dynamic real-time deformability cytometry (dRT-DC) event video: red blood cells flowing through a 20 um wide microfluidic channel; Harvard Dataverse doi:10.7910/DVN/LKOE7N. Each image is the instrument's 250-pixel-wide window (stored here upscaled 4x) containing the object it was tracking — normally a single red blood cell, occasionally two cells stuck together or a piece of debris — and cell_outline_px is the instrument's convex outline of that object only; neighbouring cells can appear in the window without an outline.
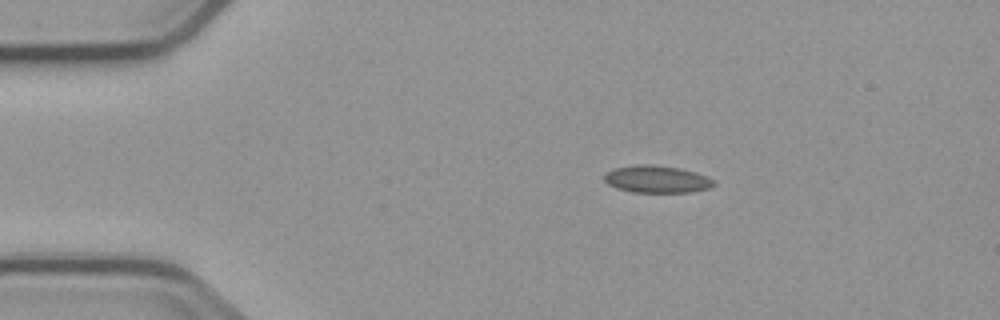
{"species": "common noctule bat (a hibernating species)", "species_latin": "Nyctalus noctula", "temperature_condition": "cold", "stored_images_in_passage": 2, "camera_frame_rate_fps": 3000, "um_per_image_px": 0.085, "animal": {"sex": "male", "body_mass_g": 23.1, "forearm_length_mm": 52.7}, "frame": {"image": 1, "passage_image": 1, "time_ms": 0.0, "image_size_px": [1000, 320], "cell_outline_px": [[716, 184], [708, 188], [688, 192], [632, 192], [616, 188], [608, 184], [604, 180], [604, 176], [612, 168], [632, 164], [652, 164], [680, 168], [696, 172], [708, 176]], "centroid_in_image_um": [55.8, 15.21], "position_along_channel_um": 29.2, "area_um2": 17.51}}